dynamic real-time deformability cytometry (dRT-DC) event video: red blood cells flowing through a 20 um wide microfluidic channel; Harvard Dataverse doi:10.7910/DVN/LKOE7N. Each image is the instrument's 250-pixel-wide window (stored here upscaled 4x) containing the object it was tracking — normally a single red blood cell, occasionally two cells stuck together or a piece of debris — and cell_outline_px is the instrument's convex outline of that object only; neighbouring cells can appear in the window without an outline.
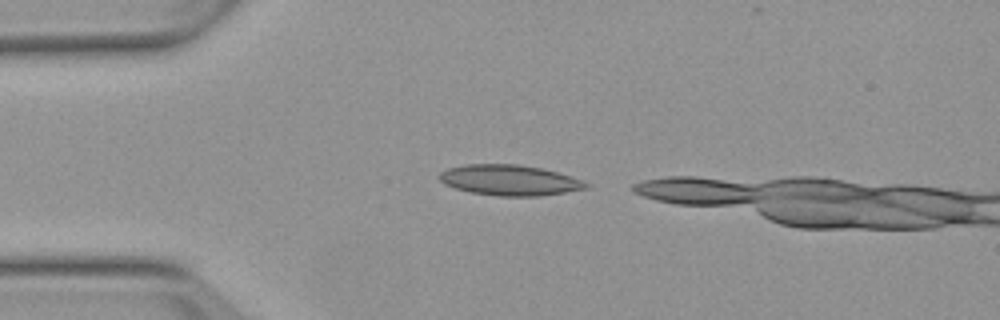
{"species": "Egyptian fruit bat (a non-hibernating species)", "species_latin": "Rousettus aegyptiacus", "temperature_condition": "warm", "stored_images_in_passage": 2, "camera_frame_rate_fps": 3000, "um_per_image_px": 0.085, "animal": {"sex": "female"}, "frame": {"image": 1, "passage_image": 1, "time_ms": 0.0, "image_size_px": [1000, 320], "cell_outline_px": [[592, 184], [588, 188], [540, 196], [500, 196], [472, 192], [456, 188], [444, 184], [440, 180], [440, 172], [448, 168], [464, 164], [516, 164], [540, 168], [556, 172], [584, 180]], "centroid_in_image_um": [43.34, 15.31], "position_along_channel_um": 41.7, "area_um2": 26.01}}